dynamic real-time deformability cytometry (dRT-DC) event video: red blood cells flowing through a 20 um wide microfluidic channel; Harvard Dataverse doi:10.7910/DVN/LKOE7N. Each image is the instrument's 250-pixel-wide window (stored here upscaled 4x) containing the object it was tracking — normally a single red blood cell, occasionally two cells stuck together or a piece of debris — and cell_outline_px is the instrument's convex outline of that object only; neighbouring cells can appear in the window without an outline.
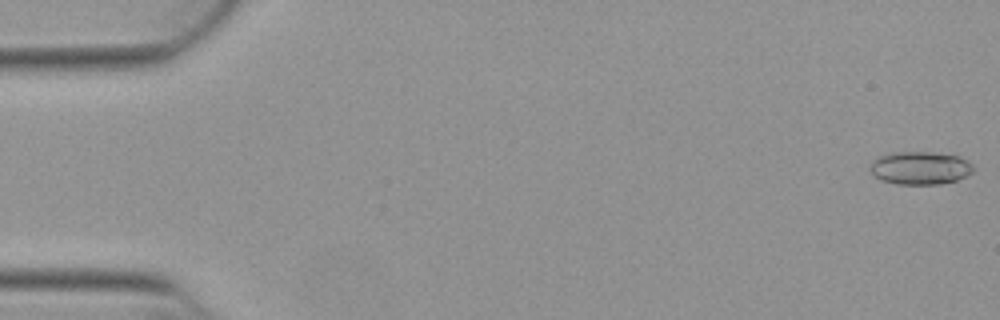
{"species": "Egyptian fruit bat (a non-hibernating species)", "species_latin": "Rousettus aegyptiacus", "temperature_condition": "warm", "stored_images_in_passage": 12, "camera_frame_rate_fps": 3000, "um_per_image_px": 0.085, "animal": {"sex": "female"}, "frame": {"image": 1, "passage_image": 1, "time_ms": 0.0, "image_size_px": [1000, 320], "cell_outline_px": [[972, 172], [956, 180], [940, 184], [896, 184], [880, 180], [868, 168], [872, 160], [880, 156], [892, 152], [932, 152], [960, 156], [968, 160], [972, 164]], "centroid_in_image_um": [78.19, 14.27], "position_along_channel_um": 6.8, "area_um2": 19.88}}